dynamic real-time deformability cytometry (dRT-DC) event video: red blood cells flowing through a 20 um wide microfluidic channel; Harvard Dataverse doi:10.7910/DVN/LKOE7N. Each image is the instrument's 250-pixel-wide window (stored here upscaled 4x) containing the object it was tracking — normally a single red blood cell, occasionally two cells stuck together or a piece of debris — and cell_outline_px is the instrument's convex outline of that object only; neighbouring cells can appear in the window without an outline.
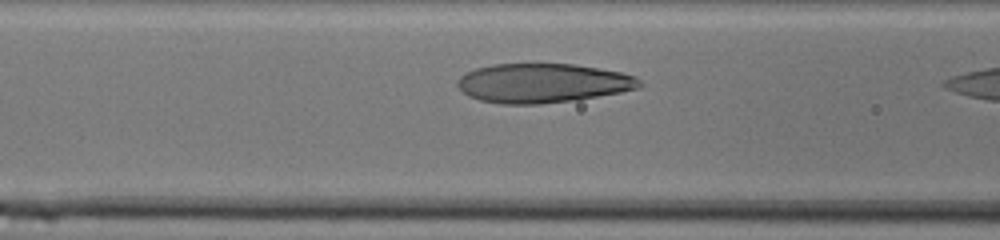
{"species": "human", "species_latin": "Homo sapiens", "temperature_condition": "cold", "stored_images_in_passage": 9, "camera_frame_rate_fps": 3000, "um_per_image_px": 0.085, "donor": {"sex": "male"}, "frame": {"image": 1, "passage_image": 8, "time_ms": 2.333, "image_size_px": [1000, 240], "cell_outline_px": [[644, 84], [640, 88], [620, 92], [576, 100], [540, 104], [500, 104], [480, 100], [468, 96], [456, 84], [456, 80], [460, 76], [476, 68], [492, 64], [576, 64], [600, 68], [620, 72], [636, 76]], "centroid_in_image_um": [46.15, 7.06], "position_along_channel_um": 120.4, "area_um2": 41.85}}